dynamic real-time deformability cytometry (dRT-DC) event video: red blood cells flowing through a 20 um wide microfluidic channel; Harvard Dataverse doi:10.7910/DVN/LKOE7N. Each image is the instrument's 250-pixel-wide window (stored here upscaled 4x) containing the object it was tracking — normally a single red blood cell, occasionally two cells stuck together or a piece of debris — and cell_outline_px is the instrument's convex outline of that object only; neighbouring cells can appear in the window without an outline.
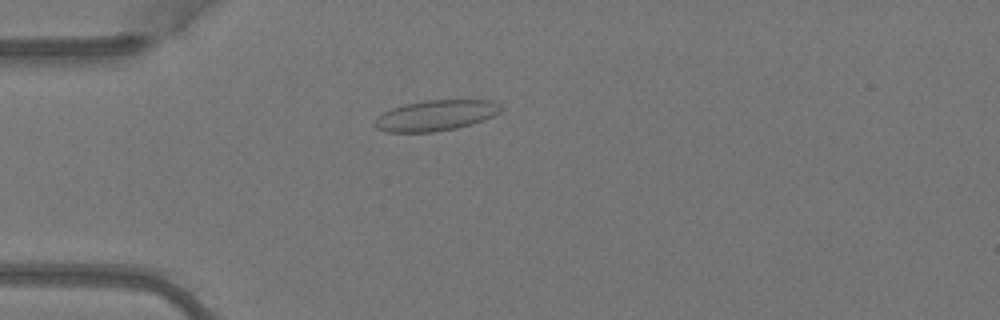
{"species": "Egyptian fruit bat (a non-hibernating species)", "species_latin": "Rousettus aegyptiacus", "temperature_condition": "warm", "stored_images_in_passage": 2, "camera_frame_rate_fps": 3000, "um_per_image_px": 0.085, "animal": {"sex": "female"}, "frame": {"image": 1, "passage_image": 2, "time_ms": 0.333, "image_size_px": [1000, 320], "cell_outline_px": [[500, 112], [484, 120], [472, 124], [456, 128], [432, 132], [388, 132], [376, 128], [372, 124], [384, 112], [392, 108], [404, 104], [428, 100], [492, 100], [500, 104]], "centroid_in_image_um": [37.04, 9.81], "position_along_channel_um": 48.0, "area_um2": 22.37}}